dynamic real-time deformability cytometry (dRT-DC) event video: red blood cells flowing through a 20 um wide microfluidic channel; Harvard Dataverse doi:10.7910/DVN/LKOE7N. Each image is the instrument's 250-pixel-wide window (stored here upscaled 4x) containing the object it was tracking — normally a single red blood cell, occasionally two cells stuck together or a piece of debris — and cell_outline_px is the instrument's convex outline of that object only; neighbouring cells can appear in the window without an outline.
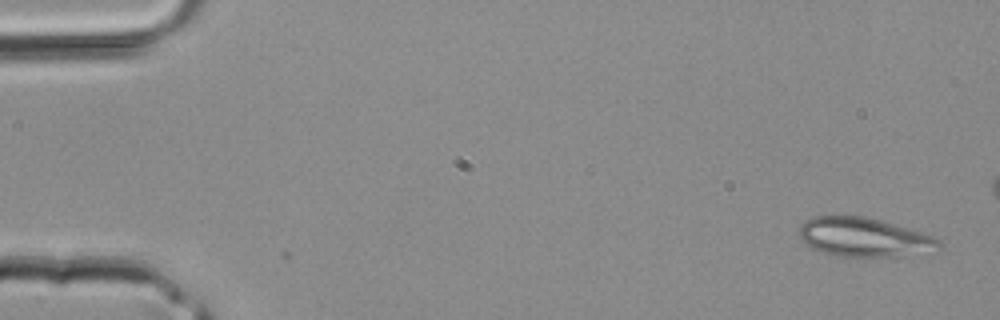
{"species": "common noctule bat (a hibernating species)", "species_latin": "Nyctalus noctula", "temperature_condition": "room temperature", "stored_images_in_passage": 2, "camera_frame_rate_fps": 3000, "um_per_image_px": 0.085, "animal": {"sex": "male", "body_mass_g": 20.4}, "frame": {"image": 1, "passage_image": 2, "time_ms": 0.333, "image_size_px": [1000, 320], "cell_outline_px": [[940, 252], [900, 256], [836, 256], [812, 248], [800, 236], [800, 224], [804, 220], [812, 216], [864, 216], [880, 220], [924, 232], [940, 240]], "centroid_in_image_um": [73.52, 20.17], "position_along_channel_um": 11.5, "area_um2": 31.96}}